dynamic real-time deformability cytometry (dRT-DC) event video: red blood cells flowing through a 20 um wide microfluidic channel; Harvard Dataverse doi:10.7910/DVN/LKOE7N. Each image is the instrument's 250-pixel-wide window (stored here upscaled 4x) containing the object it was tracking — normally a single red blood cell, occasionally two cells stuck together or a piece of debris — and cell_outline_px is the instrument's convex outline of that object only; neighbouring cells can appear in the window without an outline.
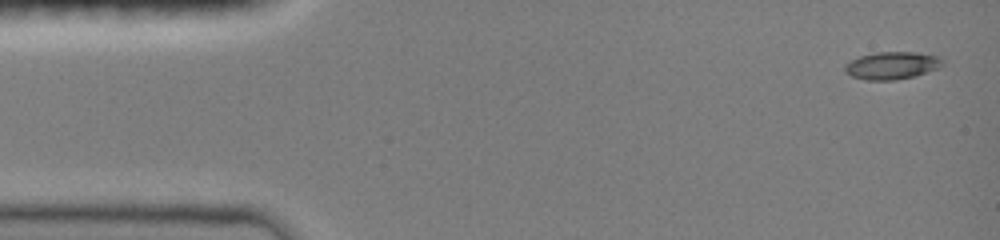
{"species": "common noctule bat (a hibernating species)", "species_latin": "Nyctalus noctula", "temperature_condition": "room temperature", "stored_images_in_passage": 15, "camera_frame_rate_fps": 3000, "um_per_image_px": 0.085, "animal": {"sex": "female", "body_mass_g": 19.0, "forearm_length_mm": 51.5}, "frame": {"image": 1, "passage_image": 1, "time_ms": 0.0, "image_size_px": [1000, 240], "cell_outline_px": [[944, 64], [936, 68], [916, 76], [896, 80], [864, 80], [852, 76], [844, 72], [844, 64], [860, 56], [876, 52], [916, 52], [940, 56], [944, 60]], "centroid_in_image_um": [75.81, 5.57], "position_along_channel_um": 9.2, "area_um2": 15.78}}
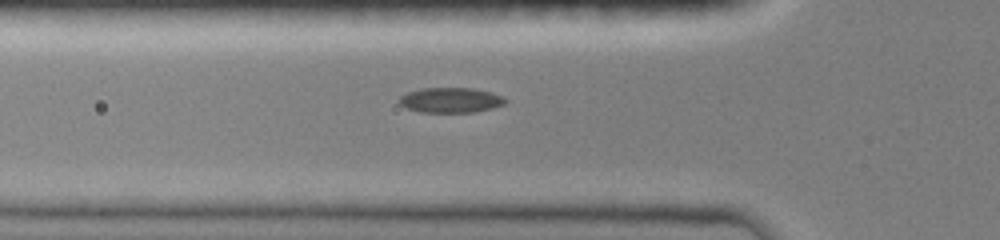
{"frame": {"image": 2, "passage_image": 9, "time_ms": 4.667, "image_size_px": [1000, 240], "cell_outline_px": [[508, 100], [504, 104], [492, 108], [476, 112], [420, 112], [408, 108], [400, 104], [400, 96], [408, 92], [424, 88], [472, 88], [492, 92], [504, 96]], "centroid_in_image_um": [38.36, 8.51], "position_along_channel_um": 87.4, "area_um2": 15.49}}
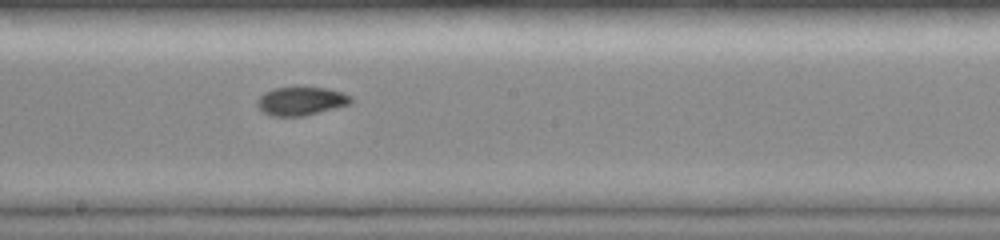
{"frame": {"image": 3, "passage_image": 15, "time_ms": 8.0, "image_size_px": [1000, 240], "cell_outline_px": [[352, 104], [304, 116], [272, 116], [264, 112], [256, 104], [256, 100], [264, 92], [276, 88], [328, 88], [352, 96]], "centroid_in_image_um": [25.61, 8.6], "position_along_channel_um": 222.6, "area_um2": 15.43}}